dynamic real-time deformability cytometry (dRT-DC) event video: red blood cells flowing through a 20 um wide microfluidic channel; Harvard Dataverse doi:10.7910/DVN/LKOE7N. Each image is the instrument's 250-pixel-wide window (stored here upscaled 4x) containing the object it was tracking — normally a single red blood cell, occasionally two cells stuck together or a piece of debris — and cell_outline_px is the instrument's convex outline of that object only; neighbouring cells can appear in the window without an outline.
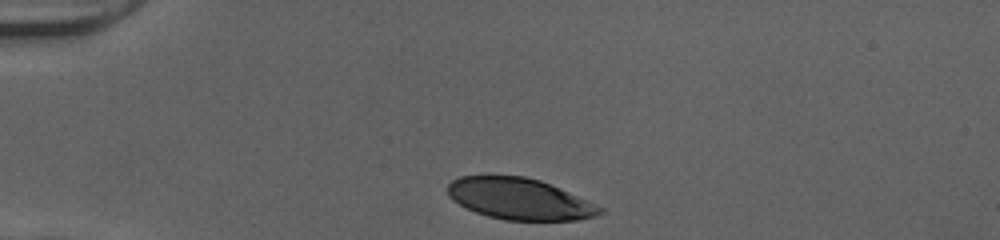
{"species": "human", "species_latin": "Homo sapiens", "temperature_condition": "cold", "stored_images_in_passage": 31, "camera_frame_rate_fps": 3000, "um_per_image_px": 0.085, "donor": {"sex": "female"}, "frame": {"image": 1, "passage_image": 1, "time_ms": 0.0, "image_size_px": [1000, 240], "cell_outline_px": [[604, 212], [596, 216], [580, 220], [504, 220], [488, 216], [476, 212], [452, 200], [448, 196], [448, 184], [452, 180], [460, 176], [524, 176], [540, 180], [568, 192], [604, 208]], "centroid_in_image_um": [44.16, 16.91], "position_along_channel_um": 40.8, "area_um2": 36.41}}
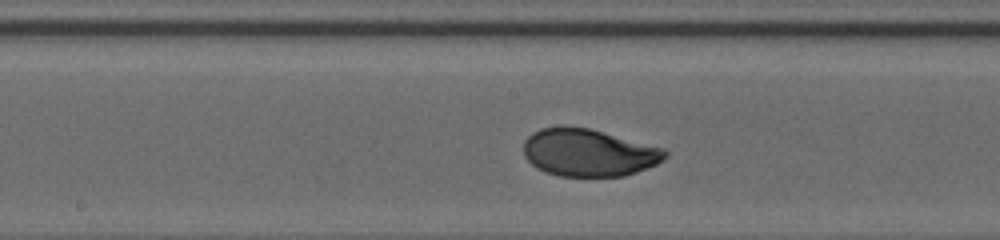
{"frame": {"image": 2, "passage_image": 16, "time_ms": 5.0, "image_size_px": [1000, 240], "cell_outline_px": [[668, 156], [664, 160], [656, 164], [636, 172], [624, 176], [560, 176], [544, 172], [536, 168], [524, 156], [524, 140], [532, 132], [540, 128], [560, 124], [588, 128], [664, 148], [668, 152]], "centroid_in_image_um": [50.0, 12.96], "position_along_channel_um": 198.2, "area_um2": 39.48}}
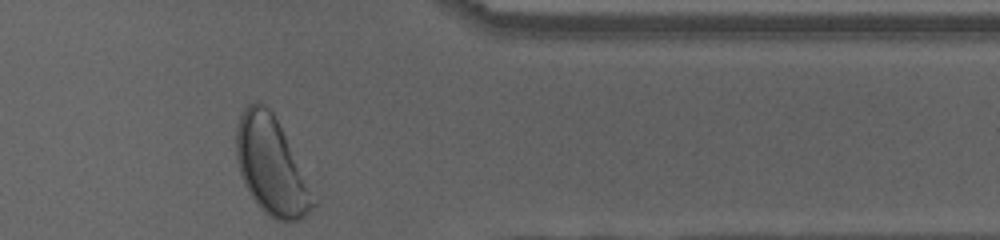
{"frame": {"image": 3, "passage_image": 31, "time_ms": 10.0, "image_size_px": [1000, 240], "cell_outline_px": [[320, 200], [300, 220], [276, 220], [268, 216], [260, 208], [244, 184], [236, 160], [236, 128], [240, 116], [244, 108], [248, 104], [256, 100], [264, 104], [272, 112]], "centroid_in_image_um": [23.09, 14.12], "position_along_channel_um": 388.3, "area_um2": 43.99}, "authors_computed_cell_mechanics": {"area_um2": 39.1306, "velocity_mm_per_s": 3.999, "shape_relaxation_time_tau1_ms": 2.9756, "shape_relaxation_time_tau2_ms": null, "deformation_change_tau1": 0.1566, "deformation_change_tau2": null}}